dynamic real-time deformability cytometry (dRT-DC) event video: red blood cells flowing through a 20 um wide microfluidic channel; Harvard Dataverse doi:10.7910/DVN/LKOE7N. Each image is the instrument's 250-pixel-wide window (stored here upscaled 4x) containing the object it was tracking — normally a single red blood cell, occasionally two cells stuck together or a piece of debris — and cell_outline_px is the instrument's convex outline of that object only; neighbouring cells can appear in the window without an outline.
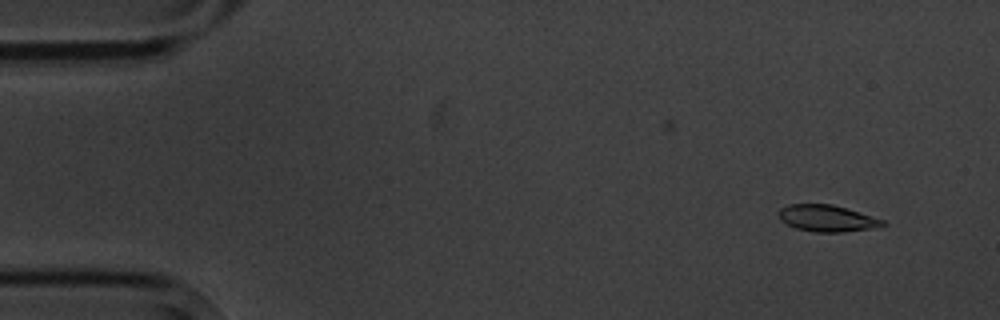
{"species": "common noctule bat (a hibernating species)", "species_latin": "Nyctalus noctula", "temperature_condition": "cold", "stored_images_in_passage": 8, "camera_frame_rate_fps": 3000, "um_per_image_px": 0.085, "animal": {"sex": "male", "body_mass_g": 20.1, "forearm_length_mm": 53.5}, "frame": {"image": 1, "passage_image": 1, "time_ms": 0.0, "image_size_px": [1000, 320], "cell_outline_px": [[888, 224], [868, 228], [844, 232], [812, 232], [796, 228], [780, 220], [776, 212], [780, 208], [788, 204], [832, 204], [884, 220]], "centroid_in_image_um": [70.22, 18.55], "position_along_channel_um": 14.8, "area_um2": 16.01}}
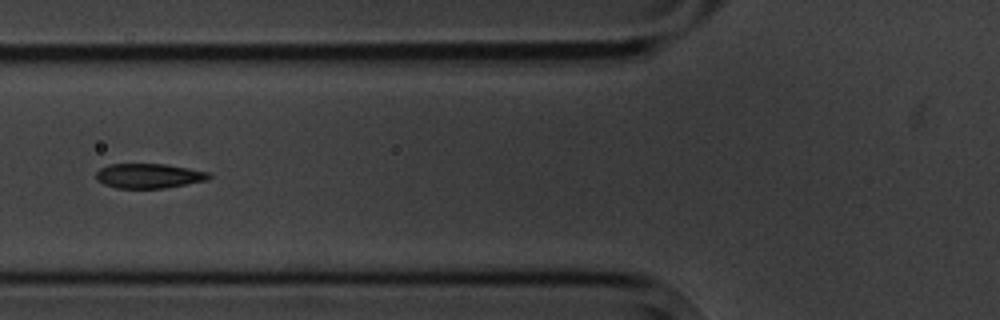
{"frame": {"image": 2, "passage_image": 5, "time_ms": 5.667, "image_size_px": [1000, 320], "cell_outline_px": [[212, 176], [208, 180], [164, 188], [116, 188], [104, 184], [96, 180], [96, 172], [100, 168], [108, 164], [164, 164], [188, 168], [208, 172]], "centroid_in_image_um": [12.63, 14.95], "position_along_channel_um": 113.2, "area_um2": 16.24}}
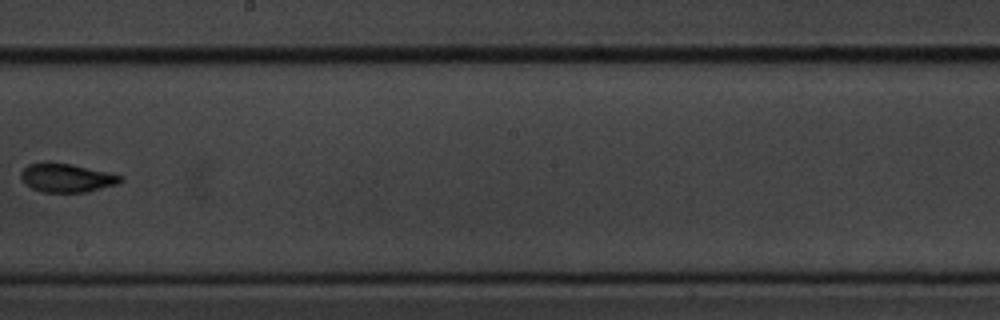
{"frame": {"image": 3, "passage_image": 8, "time_ms": 9.333, "image_size_px": [1000, 320], "cell_outline_px": [[124, 180], [116, 184], [88, 192], [40, 192], [32, 188], [20, 176], [20, 172], [28, 164], [44, 160], [48, 160], [72, 164], [108, 172], [124, 176]], "centroid_in_image_um": [5.66, 15.08], "position_along_channel_um": 242.5, "area_um2": 16.94}}